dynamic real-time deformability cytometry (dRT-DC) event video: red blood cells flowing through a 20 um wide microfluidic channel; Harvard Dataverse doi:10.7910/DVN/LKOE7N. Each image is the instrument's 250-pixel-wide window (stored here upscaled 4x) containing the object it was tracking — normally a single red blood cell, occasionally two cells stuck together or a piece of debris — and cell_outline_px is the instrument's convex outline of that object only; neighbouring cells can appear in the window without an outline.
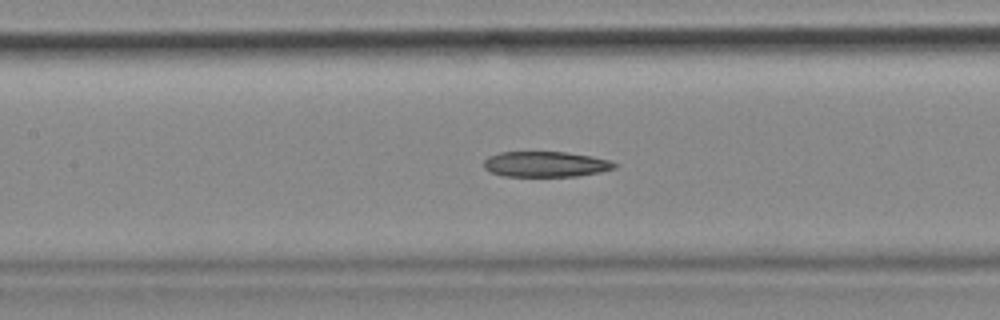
{"species": "common noctule bat (a hibernating species)", "species_latin": "Nyctalus noctula", "temperature_condition": "cold", "stored_images_in_passage": 55, "camera_frame_rate_fps": 3000, "um_per_image_px": 0.085, "animal": {"sex": "female", "body_mass_g": 18.4}, "frame": {"image": 1, "passage_image": 24, "time_ms": 7.667, "image_size_px": [1000, 320], "cell_outline_px": [[616, 168], [600, 172], [576, 176], [504, 176], [488, 172], [484, 168], [484, 160], [488, 156], [500, 152], [564, 152], [592, 156], [608, 160], [616, 164]], "centroid_in_image_um": [46.34, 13.96], "position_along_channel_um": 161.1, "area_um2": 19.42}}